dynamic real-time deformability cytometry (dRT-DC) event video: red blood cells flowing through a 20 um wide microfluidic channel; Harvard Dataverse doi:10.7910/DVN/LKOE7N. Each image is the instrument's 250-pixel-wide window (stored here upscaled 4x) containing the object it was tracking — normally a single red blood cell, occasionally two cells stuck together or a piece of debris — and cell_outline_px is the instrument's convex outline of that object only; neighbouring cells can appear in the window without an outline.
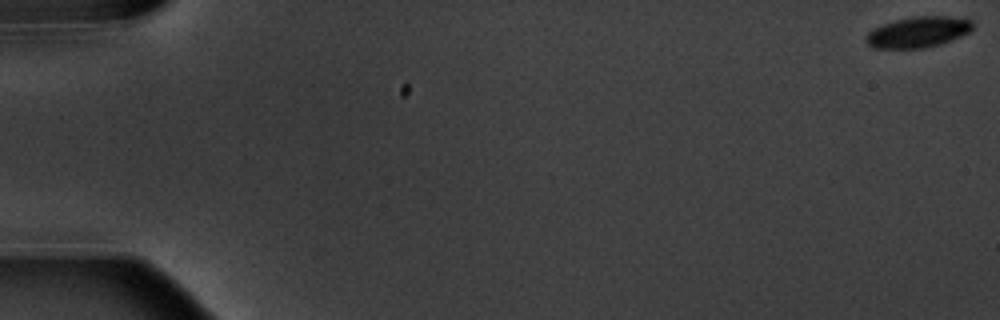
{"species": "common noctule bat (a hibernating species)", "species_latin": "Nyctalus noctula", "temperature_condition": "warm", "stored_images_in_passage": 6, "camera_frame_rate_fps": 3000, "um_per_image_px": 0.085, "animal": {"sex": "male", "body_mass_g": 20.1, "forearm_length_mm": 53.5}, "frame": {"image": 1, "passage_image": 1, "time_ms": 0.0, "image_size_px": [1000, 320], "cell_outline_px": [[976, 24], [968, 32], [952, 40], [940, 44], [924, 48], [872, 48], [864, 40], [864, 36], [872, 28], [880, 24], [912, 16], [948, 16], [972, 20]], "centroid_in_image_um": [78.0, 2.72], "position_along_channel_um": 7.0, "area_um2": 19.42}}